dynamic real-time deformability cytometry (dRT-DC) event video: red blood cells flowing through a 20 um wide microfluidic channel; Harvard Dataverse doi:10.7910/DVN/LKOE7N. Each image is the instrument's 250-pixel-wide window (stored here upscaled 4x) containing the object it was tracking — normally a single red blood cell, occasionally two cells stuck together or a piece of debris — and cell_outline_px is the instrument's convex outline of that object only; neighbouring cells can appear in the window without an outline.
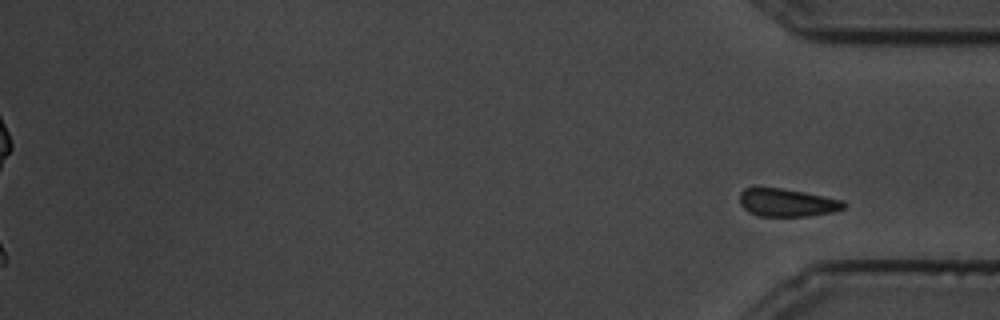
{"species": "common noctule bat (a hibernating species)", "species_latin": "Nyctalus noctula", "temperature_condition": "cold", "stored_images_in_passage": 27, "camera_frame_rate_fps": 3000, "um_per_image_px": 0.085, "animal": {"sex": "male", "body_mass_g": 19.5, "forearm_length_mm": 54.6}, "frame": {"image": 1, "passage_image": 27, "time_ms": 8.667, "image_size_px": [1000, 320], "cell_outline_px": [[844, 208], [832, 212], [808, 216], [756, 216], [748, 212], [740, 204], [740, 192], [744, 188], [780, 188], [804, 192], [844, 200]], "centroid_in_image_um": [66.88, 17.23], "position_along_channel_um": 368.3, "area_um2": 16.88}}